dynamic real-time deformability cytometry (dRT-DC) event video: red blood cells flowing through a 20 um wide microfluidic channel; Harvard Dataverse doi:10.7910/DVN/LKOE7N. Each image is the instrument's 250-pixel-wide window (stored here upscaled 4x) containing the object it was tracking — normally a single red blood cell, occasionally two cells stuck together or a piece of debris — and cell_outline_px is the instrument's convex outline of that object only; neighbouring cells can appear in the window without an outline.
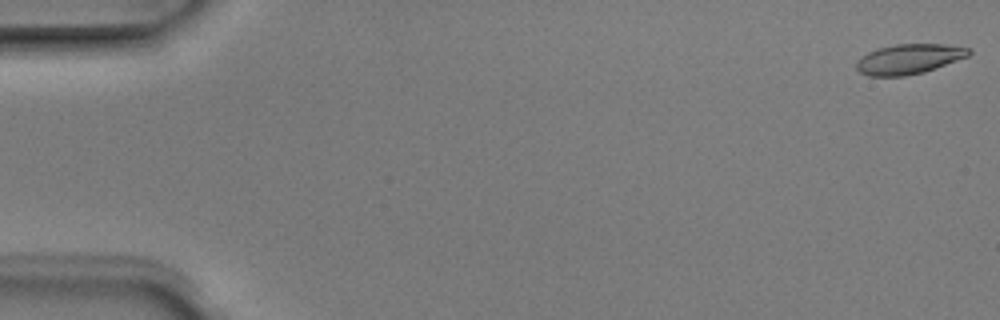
{"species": "Egyptian fruit bat (a non-hibernating species)", "species_latin": "Rousettus aegyptiacus", "temperature_condition": "room temperature", "stored_images_in_passage": 5, "camera_frame_rate_fps": 3000, "um_per_image_px": 0.085, "animal": {"sex": "male"}, "frame": {"image": 1, "passage_image": 1, "time_ms": 0.0, "image_size_px": [1000, 320], "cell_outline_px": [[972, 52], [968, 56], [924, 72], [904, 76], [868, 76], [860, 72], [856, 68], [856, 60], [868, 52], [876, 48], [896, 44], [944, 44], [972, 48]], "centroid_in_image_um": [77.25, 5.01], "position_along_channel_um": 7.8, "area_um2": 19.71}}
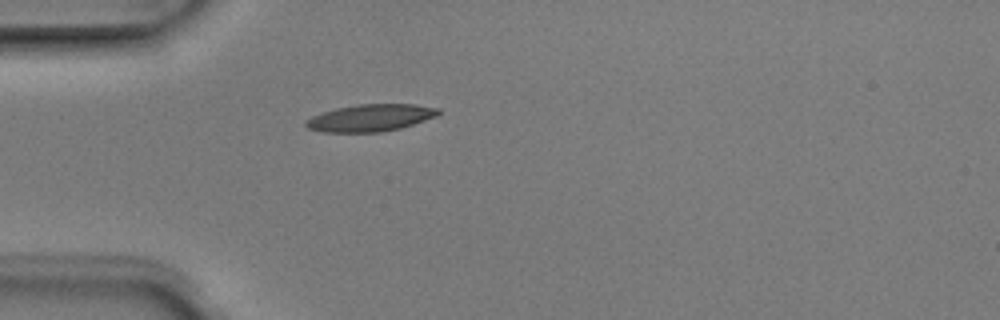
{"frame": {"image": 2, "passage_image": 5, "time_ms": 1.333, "image_size_px": [1000, 320], "cell_outline_px": [[440, 112], [436, 116], [400, 128], [380, 132], [324, 132], [308, 128], [304, 124], [304, 120], [312, 116], [336, 108], [360, 104], [416, 104], [440, 108]], "centroid_in_image_um": [31.48, 10.01], "position_along_channel_um": 53.5, "area_um2": 20.81}}